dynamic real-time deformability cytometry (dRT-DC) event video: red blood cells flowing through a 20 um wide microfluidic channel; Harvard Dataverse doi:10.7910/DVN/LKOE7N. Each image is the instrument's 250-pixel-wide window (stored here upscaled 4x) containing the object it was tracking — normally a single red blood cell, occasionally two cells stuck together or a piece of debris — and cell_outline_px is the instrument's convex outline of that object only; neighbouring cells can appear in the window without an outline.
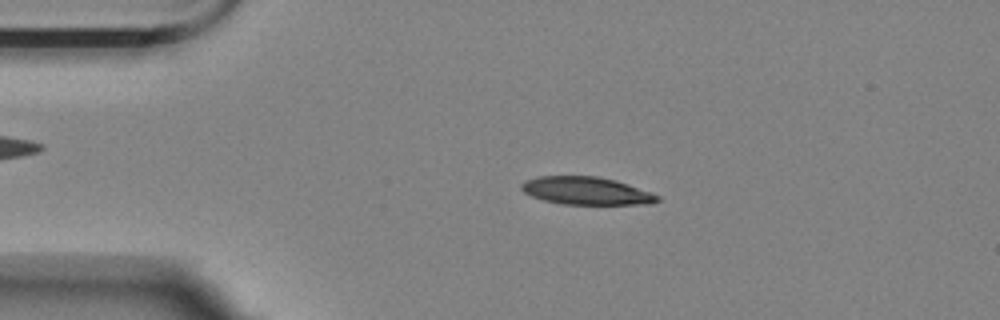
{"species": "Egyptian fruit bat (a non-hibernating species)", "species_latin": "Rousettus aegyptiacus", "temperature_condition": "room temperature", "stored_images_in_passage": 56, "camera_frame_rate_fps": 3000, "um_per_image_px": 0.085, "animal": {"sex": "female"}, "frame": {"image": 1, "passage_image": 11, "time_ms": 3.333, "image_size_px": [1000, 320], "cell_outline_px": [[660, 200], [652, 204], [564, 204], [544, 200], [532, 196], [524, 192], [520, 188], [520, 184], [524, 180], [536, 176], [596, 176], [616, 180], [628, 184], [660, 196]], "centroid_in_image_um": [49.81, 16.21], "position_along_channel_um": 35.2, "area_um2": 22.02}}
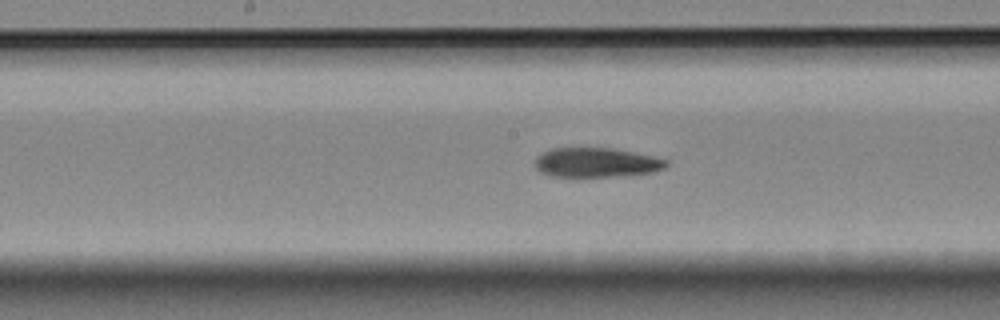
{"frame": {"image": 2, "passage_image": 28, "time_ms": 9.0, "image_size_px": [1000, 320], "cell_outline_px": [[668, 164], [664, 168], [656, 172], [624, 176], [552, 176], [540, 172], [536, 168], [536, 156], [552, 148], [612, 148], [652, 156], [668, 160]], "centroid_in_image_um": [50.72, 13.82], "position_along_channel_um": 197.5, "area_um2": 22.48}}
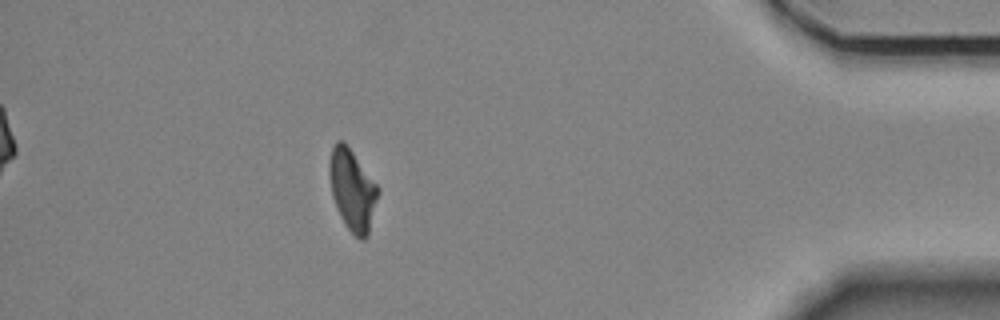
{"frame": {"image": 3, "passage_image": 50, "time_ms": 16.333, "image_size_px": [1000, 320], "cell_outline_px": [[380, 192], [368, 236], [364, 240], [360, 240], [344, 224], [336, 208], [332, 196], [328, 172], [328, 164], [332, 148], [336, 140], [344, 140], [380, 188]], "centroid_in_image_um": [29.95, 16.13], "position_along_channel_um": 405.2, "area_um2": 23.41}, "authors_computed_cell_mechanics": {"area_um2": 23.12, "velocity_mm_per_s": 3.4774, "shape_relaxation_time_tau1_ms": null, "shape_relaxation_time_tau2_ms": 6.7819, "deformation_change_tau1": null, "deformation_change_tau2": 0.1468}}